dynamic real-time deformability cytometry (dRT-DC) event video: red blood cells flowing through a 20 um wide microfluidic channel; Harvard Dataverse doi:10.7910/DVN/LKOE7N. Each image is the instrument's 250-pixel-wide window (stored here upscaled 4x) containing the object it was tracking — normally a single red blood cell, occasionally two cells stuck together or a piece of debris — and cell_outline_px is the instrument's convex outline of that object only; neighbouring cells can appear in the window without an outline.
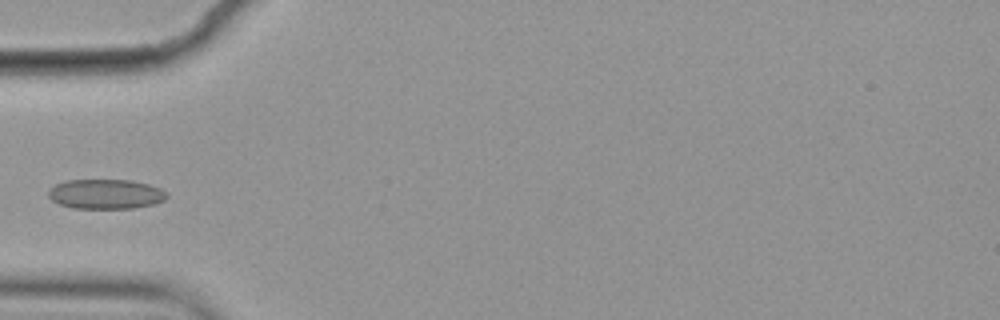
{"species": "common noctule bat (a hibernating species)", "species_latin": "Nyctalus noctula", "temperature_condition": "cold", "stored_images_in_passage": 4, "camera_frame_rate_fps": 3000, "um_per_image_px": 0.085, "animal": {"sex": "female", "body_mass_g": 19.9}, "frame": {"image": 1, "passage_image": 4, "time_ms": 1.0, "image_size_px": [1000, 320], "cell_outline_px": [[168, 196], [164, 200], [152, 204], [136, 208], [72, 208], [60, 204], [52, 200], [48, 196], [48, 192], [56, 184], [68, 180], [132, 180], [148, 184], [160, 188]], "centroid_in_image_um": [8.99, 16.49], "position_along_channel_um": 76.0, "area_um2": 20.35}}